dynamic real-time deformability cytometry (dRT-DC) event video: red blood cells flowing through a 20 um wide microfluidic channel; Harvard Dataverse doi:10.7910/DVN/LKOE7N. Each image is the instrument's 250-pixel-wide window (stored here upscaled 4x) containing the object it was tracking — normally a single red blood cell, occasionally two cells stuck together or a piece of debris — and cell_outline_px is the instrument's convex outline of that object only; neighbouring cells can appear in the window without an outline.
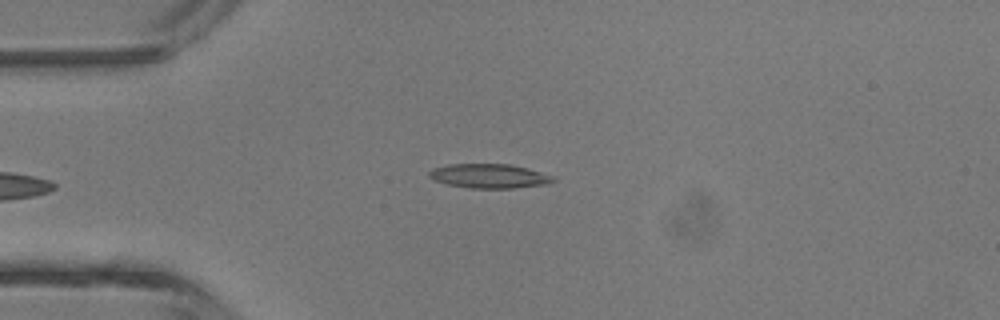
{"species": "common noctule bat (a hibernating species)", "species_latin": "Nyctalus noctula", "temperature_condition": "room temperature", "stored_images_in_passage": 5, "camera_frame_rate_fps": 3000, "um_per_image_px": 0.085, "animal": {"sex": "male", "body_mass_g": 13.3}, "frame": {"image": 1, "passage_image": 5, "time_ms": 4.667, "image_size_px": [1000, 320], "cell_outline_px": [[556, 180], [548, 184], [512, 188], [472, 188], [448, 184], [432, 180], [428, 176], [428, 172], [432, 168], [448, 164], [512, 164], [528, 168], [556, 176]], "centroid_in_image_um": [41.6, 14.95], "position_along_channel_um": 43.4, "area_um2": 17.74}}